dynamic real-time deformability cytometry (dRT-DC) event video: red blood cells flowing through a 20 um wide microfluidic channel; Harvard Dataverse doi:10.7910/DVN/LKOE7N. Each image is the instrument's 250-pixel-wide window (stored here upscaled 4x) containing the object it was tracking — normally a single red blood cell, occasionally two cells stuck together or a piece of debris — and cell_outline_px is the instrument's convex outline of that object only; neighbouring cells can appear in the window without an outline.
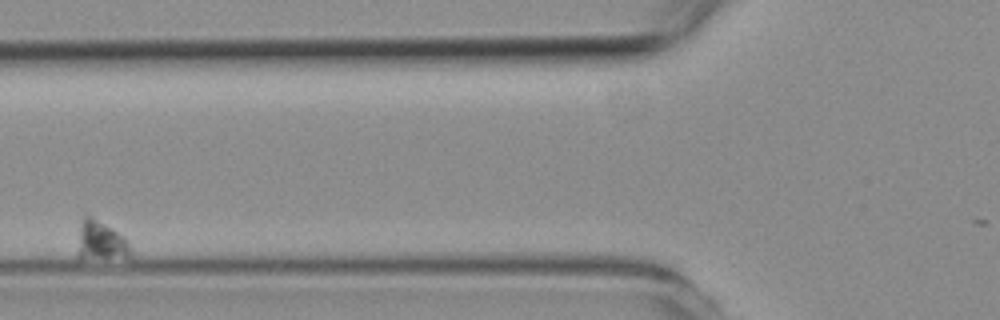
{"species": "common noctule bat (a hibernating species)", "species_latin": "Nyctalus noctula", "temperature_condition": "room temperature", "stored_images_in_passage": 11, "camera_frame_rate_fps": 3000, "um_per_image_px": 0.085, "animal": {"sex": "female", "body_mass_g": 19.3, "forearm_length_mm": 54.1}, "frame": {"image": 1, "passage_image": 7, "time_ms": 8.333, "image_size_px": [1000, 320], "cell_outline_px": [[132, 256], [76, 256], [76, 252], [80, 224], [84, 216], [92, 216], [112, 228], [128, 244], [132, 252]], "centroid_in_image_um": [8.5, 20.41], "position_along_channel_um": 117.3, "area_um2": 11.33}}
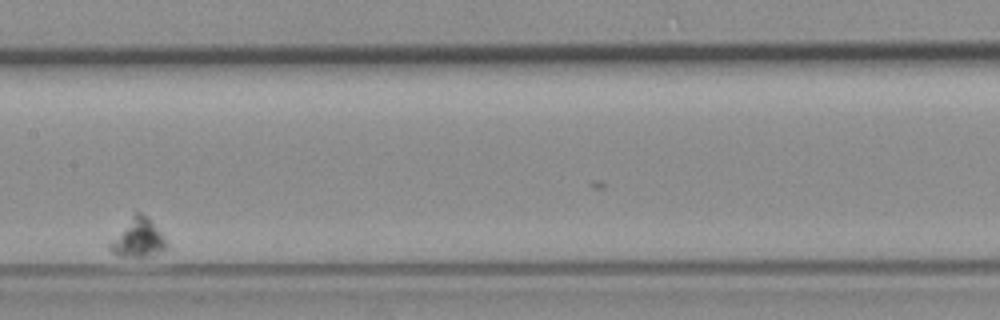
{"frame": {"image": 2, "passage_image": 10, "time_ms": 12.0, "image_size_px": [1000, 320], "cell_outline_px": [[168, 248], [164, 252], [148, 256], [116, 256], [108, 248], [108, 244], [136, 212], [140, 212], [160, 232], [168, 244]], "centroid_in_image_um": [11.74, 20.3], "position_along_channel_um": 195.7, "area_um2": 12.25}}